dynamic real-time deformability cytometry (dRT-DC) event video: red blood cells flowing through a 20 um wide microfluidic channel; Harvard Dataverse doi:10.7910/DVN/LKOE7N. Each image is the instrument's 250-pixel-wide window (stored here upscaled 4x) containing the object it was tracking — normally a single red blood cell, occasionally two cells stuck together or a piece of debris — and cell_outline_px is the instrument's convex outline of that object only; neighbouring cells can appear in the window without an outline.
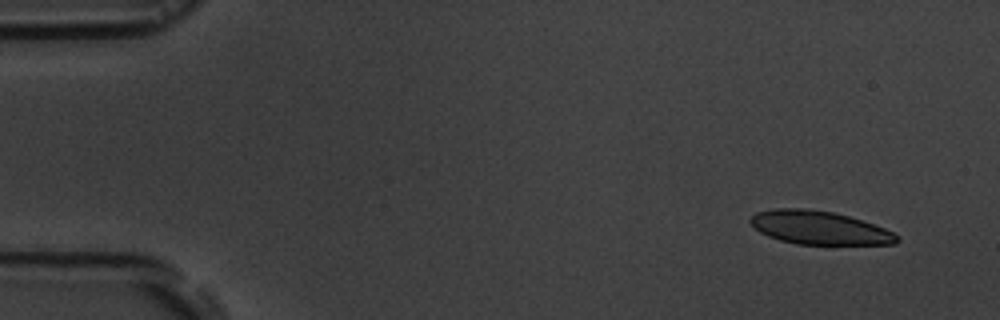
{"species": "common noctule bat (a hibernating species)", "species_latin": "Nyctalus noctula", "temperature_condition": "room temperature", "stored_images_in_passage": 5, "camera_frame_rate_fps": 3000, "um_per_image_px": 0.085, "animal": {"sex": "male", "body_mass_g": 19.5, "forearm_length_mm": 54.6}, "frame": {"image": 1, "passage_image": 1, "time_ms": 0.0, "image_size_px": [1000, 320], "cell_outline_px": [[900, 240], [896, 244], [796, 244], [780, 240], [768, 236], [760, 232], [748, 220], [756, 212], [772, 208], [808, 208], [832, 212], [848, 216], [884, 228], [900, 236]], "centroid_in_image_um": [69.62, 19.35], "position_along_channel_um": 15.4, "area_um2": 28.44}}